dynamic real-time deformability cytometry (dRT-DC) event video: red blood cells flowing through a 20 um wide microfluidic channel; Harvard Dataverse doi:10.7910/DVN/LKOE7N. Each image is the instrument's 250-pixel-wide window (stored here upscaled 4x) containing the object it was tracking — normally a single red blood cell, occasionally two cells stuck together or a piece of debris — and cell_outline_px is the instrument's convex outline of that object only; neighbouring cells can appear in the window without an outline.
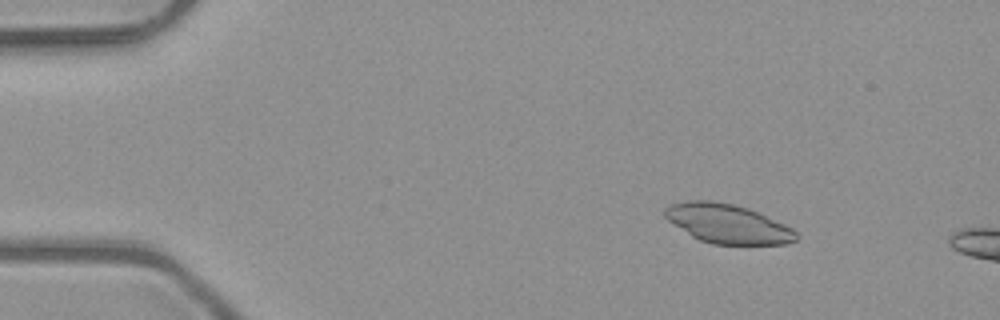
{"species": "common noctule bat (a hibernating species)", "species_latin": "Nyctalus noctula", "temperature_condition": "room temperature", "stored_images_in_passage": 3, "camera_frame_rate_fps": 3000, "um_per_image_px": 0.085, "animal": {"sex": "male", "body_mass_g": 23.1, "forearm_length_mm": 52.7}, "frame": {"image": 1, "passage_image": 2, "time_ms": 0.333, "image_size_px": [1000, 320], "cell_outline_px": [[796, 240], [788, 244], [712, 244], [700, 240], [692, 236], [668, 220], [664, 216], [664, 208], [672, 204], [684, 200], [712, 200], [732, 204], [748, 208], [784, 224], [792, 228], [796, 232]], "centroid_in_image_um": [61.82, 19.01], "position_along_channel_um": 23.2, "area_um2": 29.77}}